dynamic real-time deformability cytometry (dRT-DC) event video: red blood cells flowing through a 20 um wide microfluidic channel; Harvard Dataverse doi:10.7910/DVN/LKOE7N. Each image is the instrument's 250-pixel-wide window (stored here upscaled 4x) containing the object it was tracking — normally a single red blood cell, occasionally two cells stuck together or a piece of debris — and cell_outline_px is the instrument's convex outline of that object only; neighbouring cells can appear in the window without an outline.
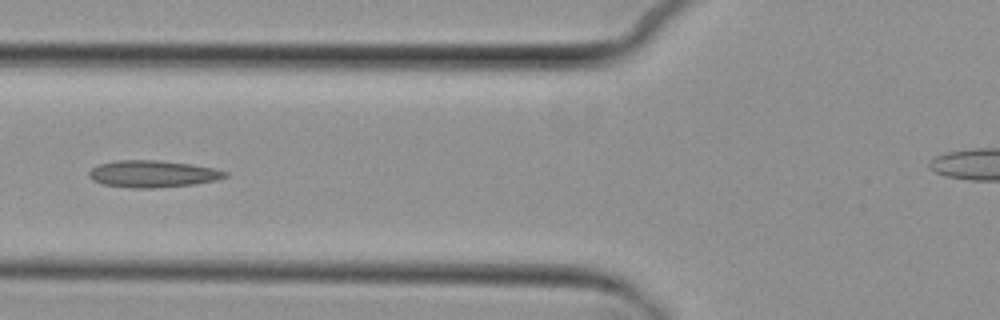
{"species": "common noctule bat (a hibernating species)", "species_latin": "Nyctalus noctula", "temperature_condition": "cold", "stored_images_in_passage": 5, "camera_frame_rate_fps": 3000, "um_per_image_px": 0.085, "animal": {"sex": "female", "body_mass_g": 29.2, "forearm_length_mm": 56.3}, "frame": {"image": 1, "passage_image": 5, "time_ms": 5.333, "image_size_px": [1000, 320], "cell_outline_px": [[228, 176], [216, 180], [192, 184], [156, 188], [132, 188], [100, 184], [92, 180], [88, 176], [88, 172], [92, 168], [100, 164], [116, 160], [160, 160], [192, 164], [216, 168], [228, 172]], "centroid_in_image_um": [12.97, 14.78], "position_along_channel_um": 112.8, "area_um2": 21.56}}